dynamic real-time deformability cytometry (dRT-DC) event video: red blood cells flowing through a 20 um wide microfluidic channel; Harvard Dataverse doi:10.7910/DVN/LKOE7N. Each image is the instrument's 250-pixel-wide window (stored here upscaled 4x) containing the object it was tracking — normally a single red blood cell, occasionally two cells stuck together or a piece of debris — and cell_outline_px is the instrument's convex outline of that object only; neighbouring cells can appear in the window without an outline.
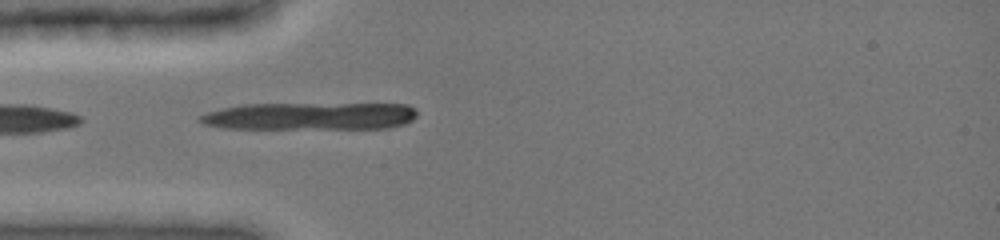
{"species": "common noctule bat (a hibernating species)", "species_latin": "Nyctalus noctula", "temperature_condition": "cold", "stored_images_in_passage": 12, "camera_frame_rate_fps": 3000, "um_per_image_px": 0.085, "animal": {"sex": "female", "body_mass_g": 19.0, "forearm_length_mm": 51.5}, "frame": {"image": 1, "passage_image": 8, "time_ms": 4.0, "image_size_px": [1000, 240], "cell_outline_px": [[416, 116], [412, 120], [404, 124], [388, 128], [224, 128], [204, 124], [196, 120], [196, 116], [220, 108], [244, 104], [408, 104], [416, 108]], "centroid_in_image_um": [26.33, 9.86], "position_along_channel_um": 58.7, "area_um2": 34.8}}